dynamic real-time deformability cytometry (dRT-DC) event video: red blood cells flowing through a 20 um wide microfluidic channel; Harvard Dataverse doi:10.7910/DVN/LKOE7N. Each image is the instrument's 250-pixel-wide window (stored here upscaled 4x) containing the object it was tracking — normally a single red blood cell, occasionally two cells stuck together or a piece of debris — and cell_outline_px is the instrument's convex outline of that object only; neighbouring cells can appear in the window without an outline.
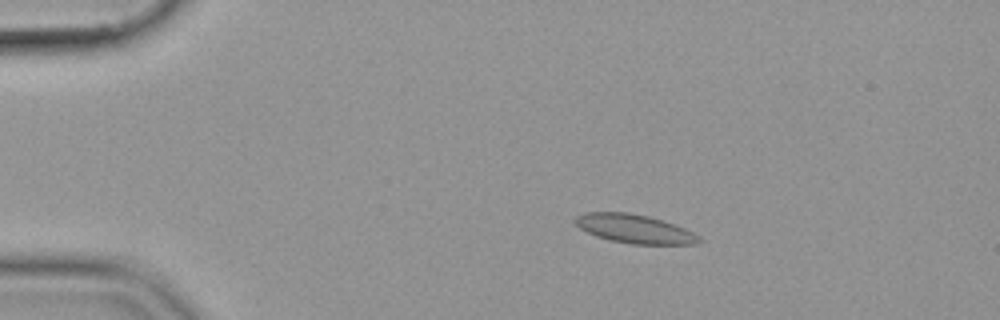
{"species": "common noctule bat (a hibernating species)", "species_latin": "Nyctalus noctula", "temperature_condition": "cold", "stored_images_in_passage": 50, "camera_frame_rate_fps": 3000, "um_per_image_px": 0.085, "animal": {"sex": "female", "body_mass_g": 19.9}, "frame": {"image": 1, "passage_image": 6, "time_ms": 1.667, "image_size_px": [1000, 320], "cell_outline_px": [[704, 240], [696, 244], [632, 244], [612, 240], [596, 236], [580, 228], [572, 220], [576, 216], [584, 212], [628, 212], [648, 216], [684, 228], [700, 236]], "centroid_in_image_um": [53.92, 19.45], "position_along_channel_um": 31.1, "area_um2": 20.63}}
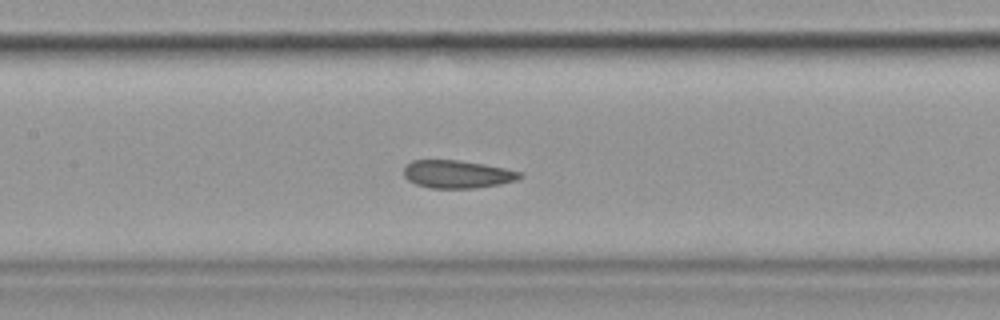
{"frame": {"image": 2, "passage_image": 22, "time_ms": 7.0, "image_size_px": [1000, 320], "cell_outline_px": [[524, 176], [516, 180], [500, 184], [476, 188], [432, 188], [416, 184], [408, 180], [404, 176], [404, 164], [412, 160], [460, 160], [484, 164], [524, 172]], "centroid_in_image_um": [38.88, 14.8], "position_along_channel_um": 168.5, "area_um2": 19.02}}
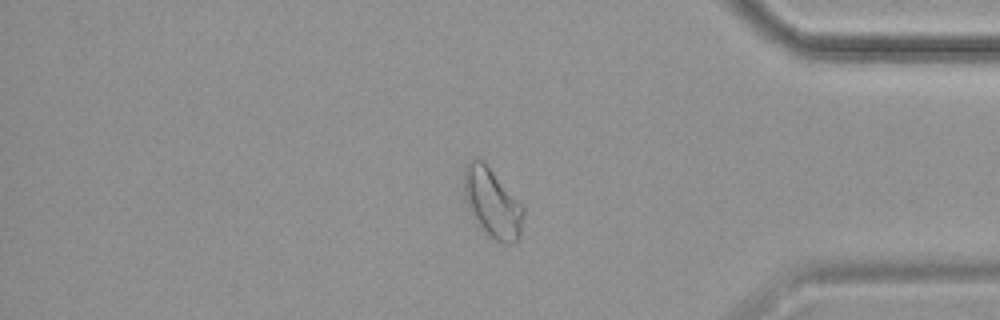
{"frame": {"image": 3, "passage_image": 42, "time_ms": 13.667, "image_size_px": [1000, 320], "cell_outline_px": [[524, 212], [520, 236], [512, 244], [504, 244], [488, 236], [472, 216], [468, 208], [464, 196], [464, 168], [468, 160], [480, 160], [492, 172], [524, 208]], "centroid_in_image_um": [41.82, 17.31], "position_along_channel_um": 393.4, "area_um2": 23.35}}